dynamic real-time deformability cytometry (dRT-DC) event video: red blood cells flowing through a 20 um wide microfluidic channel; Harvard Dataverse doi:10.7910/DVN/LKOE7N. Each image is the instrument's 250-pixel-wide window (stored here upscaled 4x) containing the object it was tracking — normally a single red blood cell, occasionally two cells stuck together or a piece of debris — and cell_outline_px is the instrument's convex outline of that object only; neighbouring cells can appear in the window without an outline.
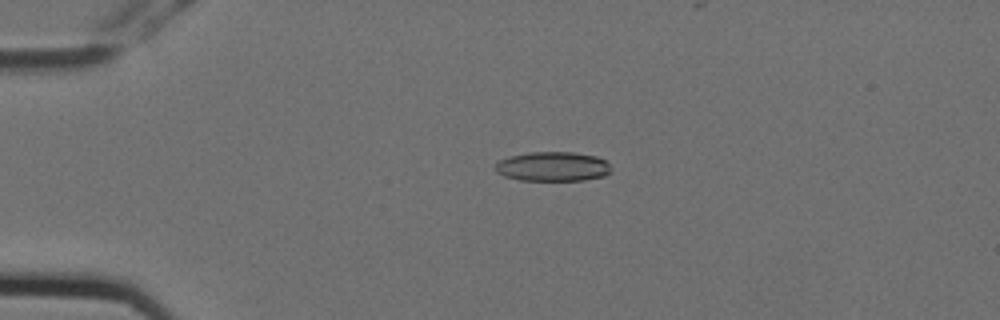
{"species": "Egyptian fruit bat (a non-hibernating species)", "species_latin": "Rousettus aegyptiacus", "temperature_condition": "cold", "stored_images_in_passage": 4, "camera_frame_rate_fps": 3000, "um_per_image_px": 0.085, "animal": {"sex": "female"}, "frame": {"image": 1, "passage_image": 3, "time_ms": 0.667, "image_size_px": [1000, 320], "cell_outline_px": [[612, 172], [604, 176], [584, 180], [520, 180], [504, 176], [496, 172], [496, 164], [500, 160], [508, 156], [528, 152], [572, 152], [596, 156], [604, 160], [612, 168]], "centroid_in_image_um": [46.99, 14.15], "position_along_channel_um": 38.0, "area_um2": 19.94}}